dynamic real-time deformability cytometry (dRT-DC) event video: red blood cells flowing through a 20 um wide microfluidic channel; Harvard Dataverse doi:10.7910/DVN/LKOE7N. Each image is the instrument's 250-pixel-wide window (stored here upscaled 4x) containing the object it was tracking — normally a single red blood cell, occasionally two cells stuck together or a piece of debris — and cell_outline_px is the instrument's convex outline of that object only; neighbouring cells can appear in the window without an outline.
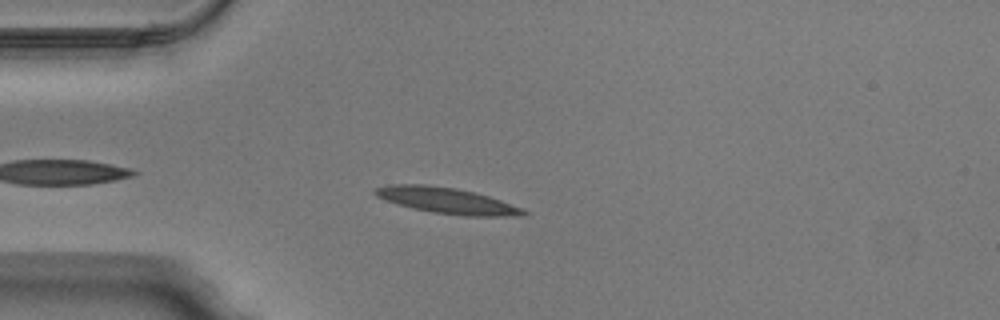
{"species": "Egyptian fruit bat (a non-hibernating species)", "species_latin": "Rousettus aegyptiacus", "temperature_condition": "warm", "stored_images_in_passage": 31, "camera_frame_rate_fps": 3000, "um_per_image_px": 0.085, "animal": {"sex": "male"}, "frame": {"image": 1, "passage_image": 4, "time_ms": 1.0, "image_size_px": [1000, 320], "cell_outline_px": [[528, 212], [524, 216], [464, 216], [432, 212], [412, 208], [396, 204], [384, 200], [376, 196], [372, 192], [376, 188], [392, 184], [424, 184], [456, 188], [488, 196], [524, 208]], "centroid_in_image_um": [37.98, 17.06], "position_along_channel_um": 47.0, "area_um2": 22.48}}
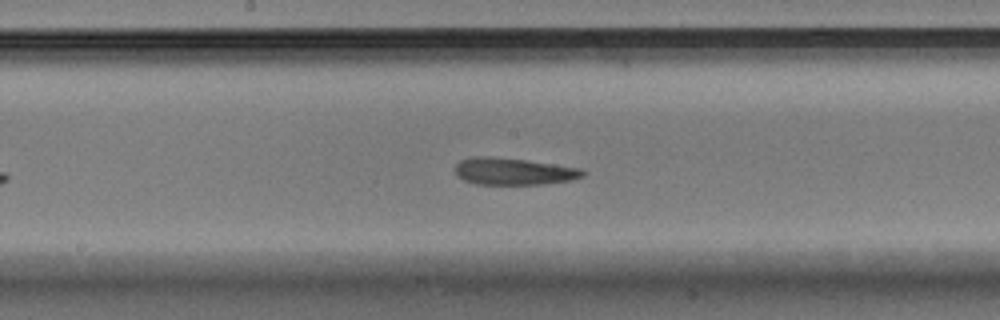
{"frame": {"image": 2, "passage_image": 17, "time_ms": 5.333, "image_size_px": [1000, 320], "cell_outline_px": [[584, 176], [572, 180], [544, 184], [476, 184], [464, 180], [456, 176], [456, 164], [460, 160], [472, 156], [492, 156], [524, 160], [580, 168], [584, 172]], "centroid_in_image_um": [43.61, 14.57], "position_along_channel_um": 204.6, "area_um2": 20.0}}
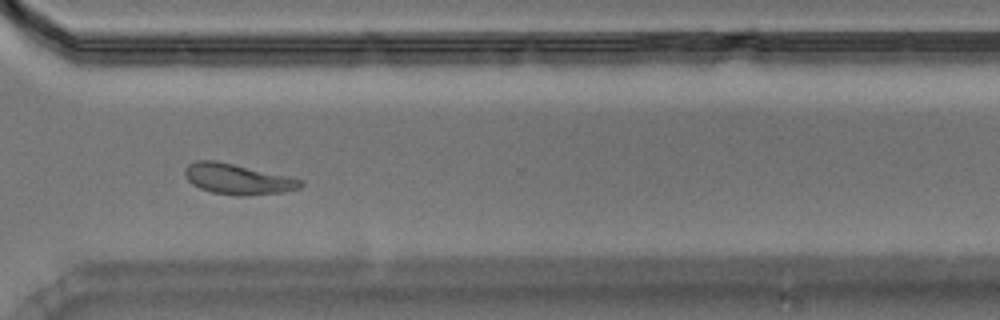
{"frame": {"image": 3, "passage_image": 28, "time_ms": 9.0, "image_size_px": [1000, 320], "cell_outline_px": [[304, 184], [300, 188], [280, 192], [244, 196], [236, 196], [212, 192], [200, 188], [192, 184], [184, 176], [184, 168], [188, 164], [196, 160], [212, 160], [232, 164], [288, 176], [304, 180]], "centroid_in_image_um": [20.17, 15.22], "position_along_channel_um": 350.4, "area_um2": 20.46}, "authors_computed_cell_mechanics": {"area_um2": 20.808, "velocity_mm_per_s": 3.9761, "shape_relaxation_time_tau1_ms": 5.0327, "shape_relaxation_time_tau2_ms": 2.0167, "deformation_change_tau1": 0.1706, "deformation_change_tau2": 0.0854}}